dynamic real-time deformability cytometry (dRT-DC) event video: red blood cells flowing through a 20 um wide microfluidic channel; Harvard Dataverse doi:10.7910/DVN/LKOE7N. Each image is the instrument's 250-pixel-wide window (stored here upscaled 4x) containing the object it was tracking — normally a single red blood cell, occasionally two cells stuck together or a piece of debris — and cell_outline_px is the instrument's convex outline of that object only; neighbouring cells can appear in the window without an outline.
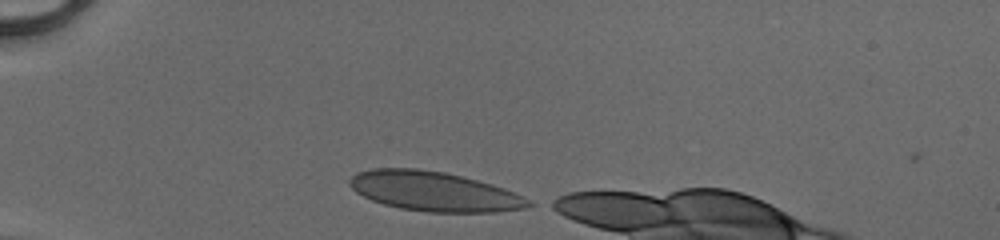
{"species": "human", "species_latin": "Homo sapiens", "temperature_condition": "cold", "stored_images_in_passage": 30, "camera_frame_rate_fps": 3000, "um_per_image_px": 0.085, "donor": {"sex": "male"}, "frame": {"image": 1, "passage_image": 1, "time_ms": 0.0, "image_size_px": [1000, 240], "cell_outline_px": [[536, 204], [524, 208], [496, 212], [428, 212], [400, 208], [384, 204], [372, 200], [356, 192], [348, 184], [348, 180], [356, 172], [372, 168], [416, 168], [444, 172], [492, 184], [504, 188]], "centroid_in_image_um": [36.85, 16.26], "position_along_channel_um": 48.1, "area_um2": 41.04}}
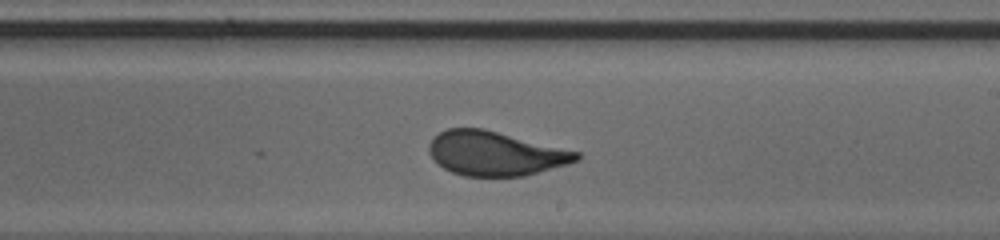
{"frame": {"image": 2, "passage_image": 18, "time_ms": 5.667, "image_size_px": [1000, 240], "cell_outline_px": [[580, 156], [576, 160], [564, 164], [524, 176], [464, 176], [452, 172], [444, 168], [432, 156], [428, 148], [428, 144], [432, 136], [448, 128], [484, 128], [580, 152]], "centroid_in_image_um": [42.05, 13.03], "position_along_channel_um": 246.9, "area_um2": 37.69}}
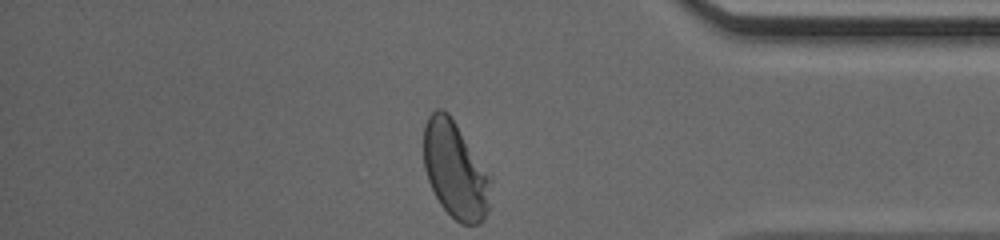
{"frame": {"image": 3, "passage_image": 30, "time_ms": 9.667, "image_size_px": [1000, 240], "cell_outline_px": [[492, 180], [488, 208], [484, 220], [476, 224], [460, 224], [440, 204], [428, 180], [424, 168], [424, 124], [428, 116], [436, 108], [440, 108], [448, 112], [492, 176]], "centroid_in_image_um": [38.7, 14.44], "position_along_channel_um": 396.5, "area_um2": 37.92}, "authors_computed_cell_mechanics": {"area_um2": 38.4081, "velocity_mm_per_s": 4.1333, "shape_relaxation_time_tau1_ms": 5.4451, "shape_relaxation_time_tau2_ms": null, "deformation_change_tau1": 0.1874, "deformation_change_tau2": null}}